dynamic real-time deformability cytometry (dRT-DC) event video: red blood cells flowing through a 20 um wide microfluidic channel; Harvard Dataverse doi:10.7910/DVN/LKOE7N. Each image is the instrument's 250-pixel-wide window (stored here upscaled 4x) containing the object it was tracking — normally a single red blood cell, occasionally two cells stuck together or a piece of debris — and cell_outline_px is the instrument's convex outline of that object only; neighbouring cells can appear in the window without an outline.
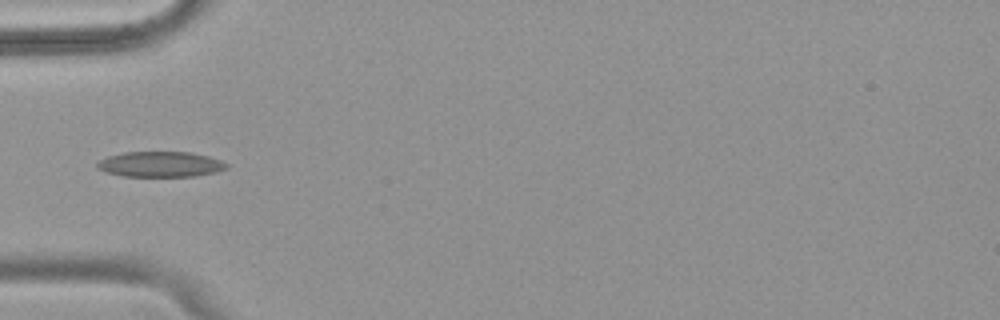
{"species": "common noctule bat (a hibernating species)", "species_latin": "Nyctalus noctula", "temperature_condition": "warm", "stored_images_in_passage": 37, "camera_frame_rate_fps": 3000, "um_per_image_px": 0.085, "animal": {"sex": "female", "body_mass_g": 18.4}, "frame": {"image": 1, "passage_image": 1, "time_ms": 0.0, "image_size_px": [1000, 320], "cell_outline_px": [[228, 168], [216, 172], [196, 176], [124, 176], [104, 172], [96, 168], [96, 164], [100, 160], [108, 156], [124, 152], [192, 152], [208, 156], [220, 160], [228, 164]], "centroid_in_image_um": [13.63, 13.96], "position_along_channel_um": 71.4, "area_um2": 19.25}}
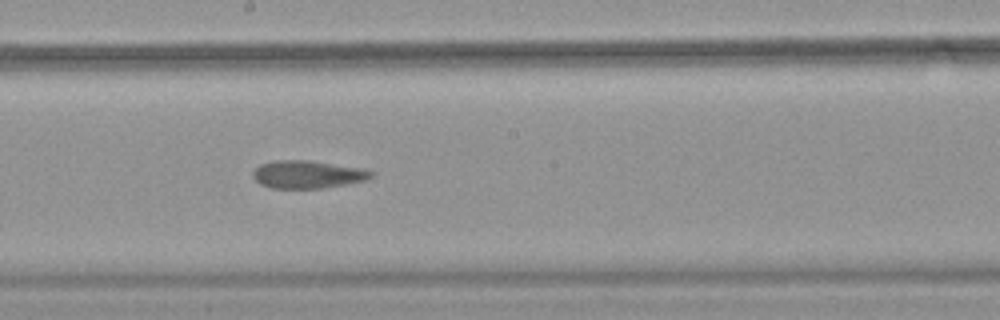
{"frame": {"image": 2, "passage_image": 13, "time_ms": 4.0, "image_size_px": [1000, 320], "cell_outline_px": [[376, 172], [368, 180], [324, 188], [272, 188], [260, 184], [252, 176], [252, 172], [260, 164], [272, 160], [308, 160], [364, 168]], "centroid_in_image_um": [26.17, 14.82], "position_along_channel_um": 222.0, "area_um2": 19.36}}
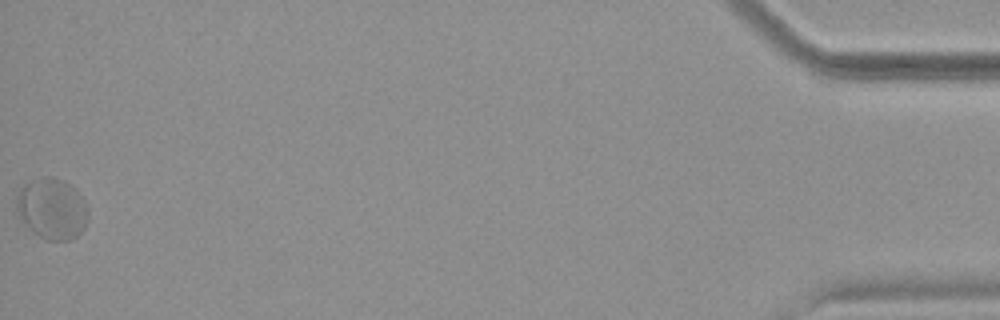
{"frame": {"image": 3, "passage_image": 37, "time_ms": 12.0, "image_size_px": [1000, 320], "cell_outline_px": [[88, 220], [84, 228], [76, 236], [68, 240], [48, 240], [40, 236], [16, 212], [16, 204], [20, 188], [24, 184], [40, 176], [52, 176], [76, 188], [84, 200], [88, 208]], "centroid_in_image_um": [4.45, 17.71], "position_along_channel_um": 430.7, "area_um2": 25.14}, "authors_computed_cell_mechanics": {"area_um2": 19.652, "velocity_mm_per_s": 3.7766, "shape_relaxation_time_tau1_ms": null, "shape_relaxation_time_tau2_ms": 1.4801, "deformation_change_tau1": null, "deformation_change_tau2": 0.0676}}